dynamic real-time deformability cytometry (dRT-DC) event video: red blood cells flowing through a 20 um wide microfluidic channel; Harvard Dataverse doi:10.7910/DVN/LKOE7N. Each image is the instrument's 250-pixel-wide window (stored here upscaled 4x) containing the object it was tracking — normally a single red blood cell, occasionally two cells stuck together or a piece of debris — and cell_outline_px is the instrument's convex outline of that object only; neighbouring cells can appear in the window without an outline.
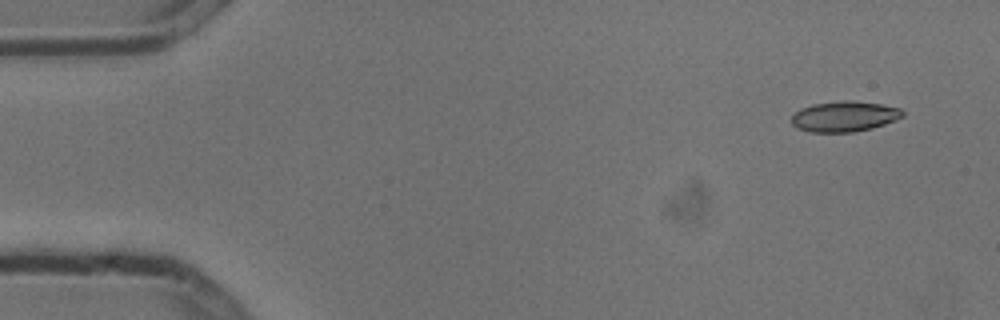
{"species": "common noctule bat (a hibernating species)", "species_latin": "Nyctalus noctula", "temperature_condition": "cold", "stored_images_in_passage": 4, "camera_frame_rate_fps": 3000, "um_per_image_px": 0.085, "animal": {"sex": "male", "body_mass_g": 13.3}, "frame": {"image": 1, "passage_image": 1, "time_ms": 0.0, "image_size_px": [1000, 320], "cell_outline_px": [[904, 116], [896, 120], [872, 128], [852, 132], [812, 132], [800, 128], [792, 124], [792, 116], [800, 108], [812, 104], [844, 100], [852, 100], [880, 104], [900, 108], [904, 112]], "centroid_in_image_um": [71.79, 9.89], "position_along_channel_um": 13.2, "area_um2": 19.65}}